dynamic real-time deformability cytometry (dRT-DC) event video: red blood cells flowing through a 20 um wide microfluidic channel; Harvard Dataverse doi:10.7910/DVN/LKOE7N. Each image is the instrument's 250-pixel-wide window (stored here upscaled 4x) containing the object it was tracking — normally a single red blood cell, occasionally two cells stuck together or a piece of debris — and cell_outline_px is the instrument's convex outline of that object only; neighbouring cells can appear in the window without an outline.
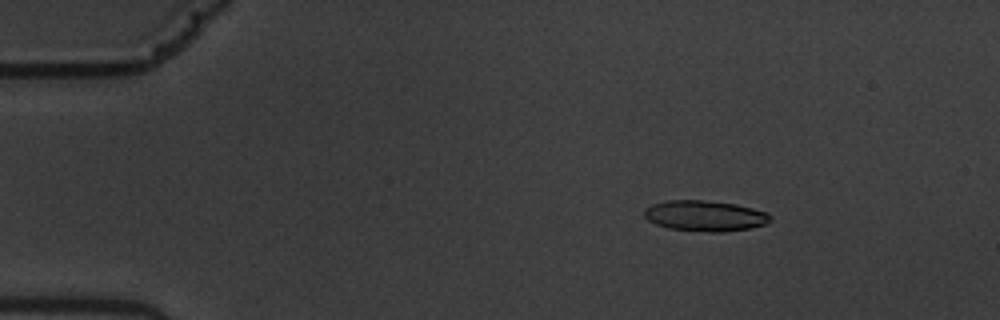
{"species": "common noctule bat (a hibernating species)", "species_latin": "Nyctalus noctula", "temperature_condition": "warm", "stored_images_in_passage": 57, "camera_frame_rate_fps": 3000, "um_per_image_px": 0.085, "animal": {"sex": "male", "body_mass_g": 19.5, "forearm_length_mm": 54.6}, "frame": {"image": 1, "passage_image": 8, "time_ms": 2.333, "image_size_px": [1000, 320], "cell_outline_px": [[772, 220], [768, 224], [748, 228], [720, 232], [708, 232], [668, 228], [656, 224], [648, 220], [644, 216], [644, 208], [652, 204], [668, 200], [700, 200], [736, 204], [768, 212], [772, 216]], "centroid_in_image_um": [59.94, 18.34], "position_along_channel_um": 25.1, "area_um2": 22.6}}
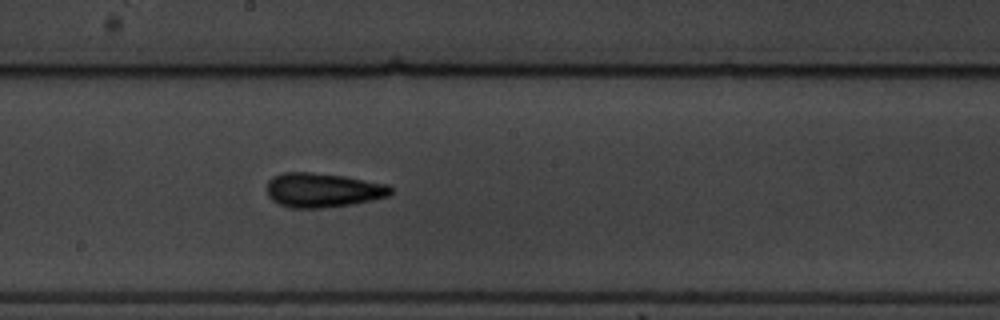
{"frame": {"image": 2, "passage_image": 31, "time_ms": 10.0, "image_size_px": [1000, 320], "cell_outline_px": [[392, 192], [388, 196], [372, 200], [352, 204], [320, 208], [292, 208], [280, 204], [272, 200], [268, 196], [268, 180], [272, 176], [284, 172], [312, 172], [344, 176], [388, 184], [392, 188]], "centroid_in_image_um": [27.44, 16.15], "position_along_channel_um": 220.8, "area_um2": 24.8}}
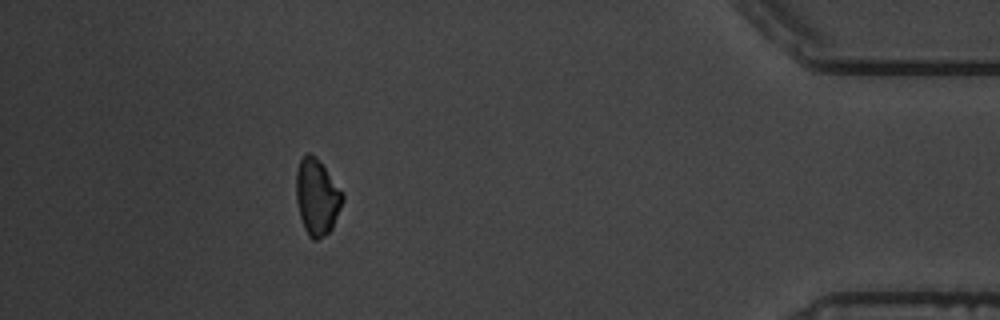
{"frame": {"image": 3, "passage_image": 51, "time_ms": 16.667, "image_size_px": [1000, 320], "cell_outline_px": [[344, 200], [332, 228], [324, 236], [316, 240], [312, 240], [308, 236], [304, 228], [300, 216], [296, 200], [296, 172], [300, 160], [308, 152], [316, 156], [344, 192]], "centroid_in_image_um": [26.95, 16.74], "position_along_channel_um": 408.2, "area_um2": 20.75}, "authors_computed_cell_mechanics": {"area_um2": 23.0044, "velocity_mm_per_s": 3.5406, "shape_relaxation_time_tau1_ms": 5.6327, "shape_relaxation_time_tau2_ms": 3.9967, "deformation_change_tau1": 0.1743, "deformation_change_tau2": 0.1251}}